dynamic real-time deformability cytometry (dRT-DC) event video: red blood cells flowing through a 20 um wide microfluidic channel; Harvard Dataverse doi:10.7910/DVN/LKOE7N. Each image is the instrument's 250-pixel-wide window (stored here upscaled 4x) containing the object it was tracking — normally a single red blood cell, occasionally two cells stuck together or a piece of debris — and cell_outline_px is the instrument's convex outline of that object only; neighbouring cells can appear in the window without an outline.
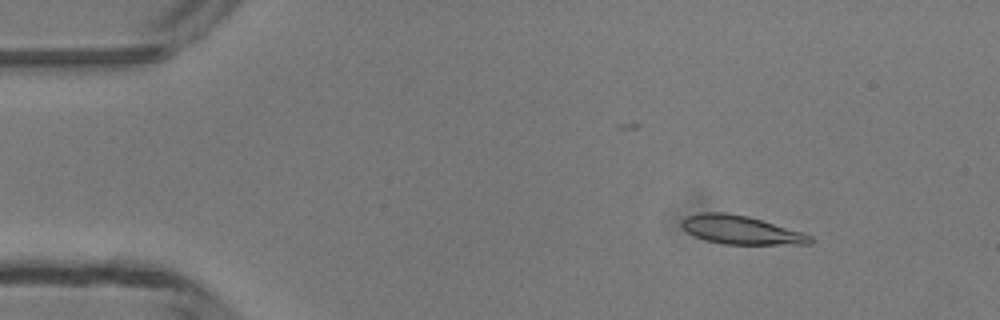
{"species": "common noctule bat (a hibernating species)", "species_latin": "Nyctalus noctula", "temperature_condition": "room temperature", "stored_images_in_passage": 47, "camera_frame_rate_fps": 3000, "um_per_image_px": 0.085, "animal": {"sex": "male", "body_mass_g": 13.3}, "frame": {"image": 1, "passage_image": 5, "time_ms": 1.333, "image_size_px": [1000, 320], "cell_outline_px": [[812, 244], [724, 244], [708, 240], [696, 236], [688, 232], [680, 224], [680, 220], [684, 216], [704, 212], [724, 212], [748, 216], [800, 232], [812, 236]], "centroid_in_image_um": [62.93, 19.54], "position_along_channel_um": 22.1, "area_um2": 21.04}}
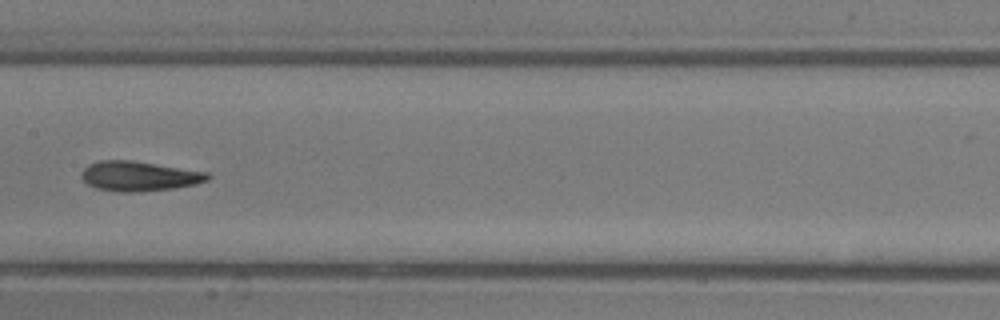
{"frame": {"image": 2, "passage_image": 23, "time_ms": 7.333, "image_size_px": [1000, 320], "cell_outline_px": [[212, 176], [208, 180], [196, 184], [172, 188], [132, 192], [120, 192], [96, 188], [88, 184], [80, 176], [80, 172], [88, 164], [100, 160], [132, 160], [208, 172]], "centroid_in_image_um": [11.81, 14.96], "position_along_channel_um": 195.6, "area_um2": 21.91}}
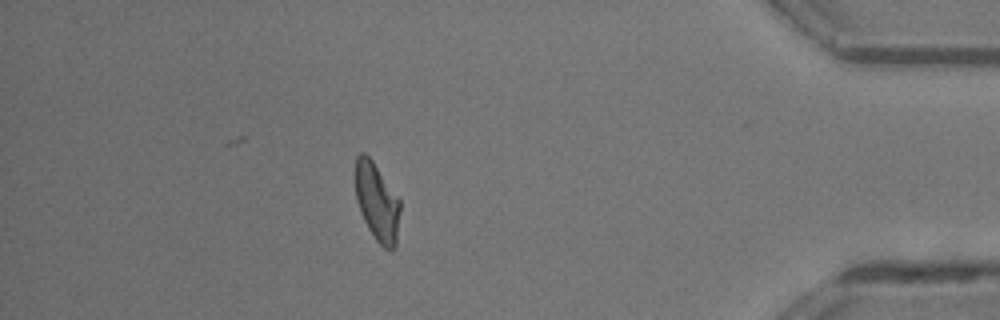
{"frame": {"image": 3, "passage_image": 41, "time_ms": 13.333, "image_size_px": [1000, 320], "cell_outline_px": [[400, 208], [396, 248], [384, 248], [376, 240], [368, 228], [360, 212], [356, 200], [356, 156], [360, 152], [364, 152], [372, 160], [400, 200]], "centroid_in_image_um": [32.05, 17.18], "position_along_channel_um": 403.2, "area_um2": 20.11}, "authors_computed_cell_mechanics": {"area_um2": 21.2126, "velocity_mm_per_s": 4.2548, "shape_relaxation_time_tau1_ms": 7.1998, "shape_relaxation_time_tau2_ms": 2.18, "deformation_change_tau1": 0.1929, "deformation_change_tau2": 0.0869}}